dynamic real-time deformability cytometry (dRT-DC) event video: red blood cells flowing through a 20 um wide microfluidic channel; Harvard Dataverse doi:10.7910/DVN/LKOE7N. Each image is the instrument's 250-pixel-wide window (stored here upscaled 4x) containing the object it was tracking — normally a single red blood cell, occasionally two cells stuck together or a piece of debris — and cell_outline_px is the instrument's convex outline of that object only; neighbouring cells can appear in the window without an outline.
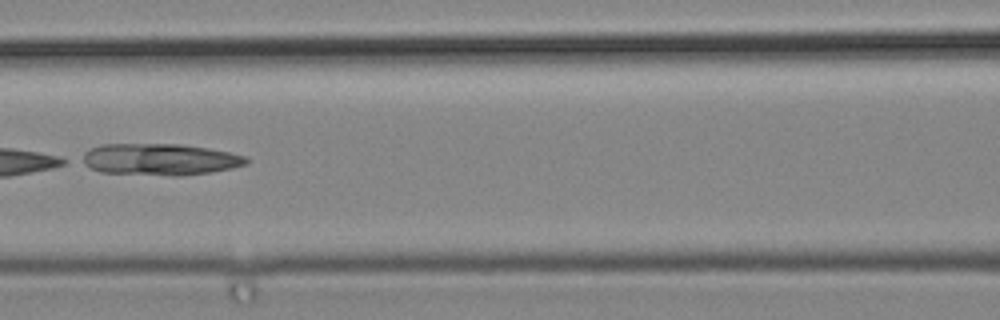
{"species": "common noctule bat (a hibernating species)", "species_latin": "Nyctalus noctula", "temperature_condition": "cold", "stored_images_in_passage": 6, "camera_frame_rate_fps": 3000, "um_per_image_px": 0.085, "animal": {"sex": "male", "body_mass_g": 19.2, "forearm_length_mm": 51.8}, "frame": {"image": 1, "passage_image": 5, "time_ms": 1.333, "image_size_px": [1000, 320], "cell_outline_px": [[248, 164], [232, 168], [212, 172], [180, 176], [172, 176], [100, 172], [76, 160], [84, 152], [92, 148], [104, 144], [180, 144], [208, 148], [228, 152], [244, 156], [248, 160]], "centroid_in_image_um": [13.55, 13.55], "position_along_channel_um": 153.1, "area_um2": 30.46}}
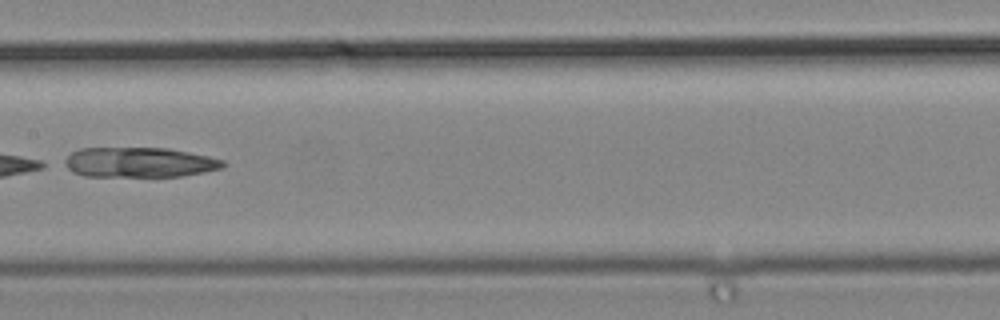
{"frame": {"image": 2, "passage_image": 6, "time_ms": 1.667, "image_size_px": [1000, 320], "cell_outline_px": [[224, 168], [204, 172], [180, 176], [84, 176], [72, 172], [60, 164], [60, 160], [72, 152], [80, 148], [168, 148], [208, 156], [224, 160]], "centroid_in_image_um": [11.76, 13.8], "position_along_channel_um": 195.6, "area_um2": 27.98}}